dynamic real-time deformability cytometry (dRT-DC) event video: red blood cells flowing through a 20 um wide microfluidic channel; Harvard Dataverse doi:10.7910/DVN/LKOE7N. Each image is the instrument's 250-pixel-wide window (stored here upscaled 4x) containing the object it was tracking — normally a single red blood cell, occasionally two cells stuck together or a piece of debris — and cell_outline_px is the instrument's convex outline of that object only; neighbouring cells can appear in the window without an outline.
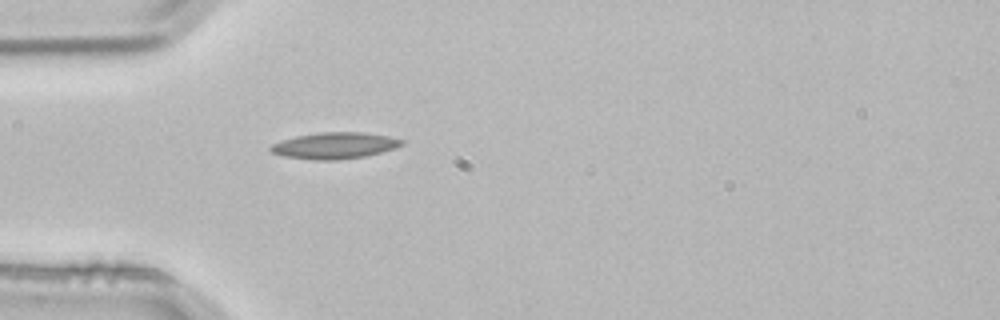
{"species": "common noctule bat (a hibernating species)", "species_latin": "Nyctalus noctula", "temperature_condition": "room temperature", "stored_images_in_passage": 1, "camera_frame_rate_fps": 3000, "um_per_image_px": 0.085, "animal": {"sex": "male", "body_mass_g": 21.5, "forearm_length_mm": 52.0}, "frame": {"image": 1, "passage_image": 1, "time_ms": 0.0, "image_size_px": [1000, 320], "cell_outline_px": [[404, 144], [396, 148], [364, 156], [336, 160], [316, 160], [284, 156], [272, 152], [268, 148], [272, 144], [296, 136], [320, 132], [364, 132], [388, 136], [404, 140]], "centroid_in_image_um": [28.47, 12.37], "position_along_channel_um": 56.5, "area_um2": 20.0}}